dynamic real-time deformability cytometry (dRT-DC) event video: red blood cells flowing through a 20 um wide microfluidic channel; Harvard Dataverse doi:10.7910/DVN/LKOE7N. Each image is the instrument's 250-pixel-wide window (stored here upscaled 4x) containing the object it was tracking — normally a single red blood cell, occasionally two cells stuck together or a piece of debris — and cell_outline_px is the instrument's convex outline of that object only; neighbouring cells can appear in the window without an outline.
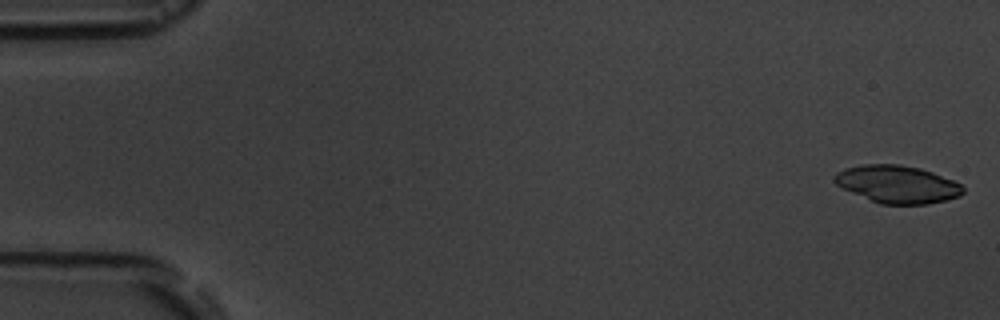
{"species": "common noctule bat (a hibernating species)", "species_latin": "Nyctalus noctula", "temperature_condition": "room temperature", "stored_images_in_passage": 6, "camera_frame_rate_fps": 3000, "um_per_image_px": 0.085, "animal": {"sex": "male", "body_mass_g": 19.5, "forearm_length_mm": 54.6}, "frame": {"image": 1, "passage_image": 1, "time_ms": 0.0, "image_size_px": [1000, 320], "cell_outline_px": [[964, 192], [960, 196], [928, 204], [880, 204], [852, 192], [836, 184], [832, 180], [832, 176], [836, 172], [844, 168], [864, 164], [900, 164], [920, 168], [932, 172], [952, 180], [960, 184], [964, 188]], "centroid_in_image_um": [76.25, 15.65], "position_along_channel_um": 8.7, "area_um2": 28.09}}